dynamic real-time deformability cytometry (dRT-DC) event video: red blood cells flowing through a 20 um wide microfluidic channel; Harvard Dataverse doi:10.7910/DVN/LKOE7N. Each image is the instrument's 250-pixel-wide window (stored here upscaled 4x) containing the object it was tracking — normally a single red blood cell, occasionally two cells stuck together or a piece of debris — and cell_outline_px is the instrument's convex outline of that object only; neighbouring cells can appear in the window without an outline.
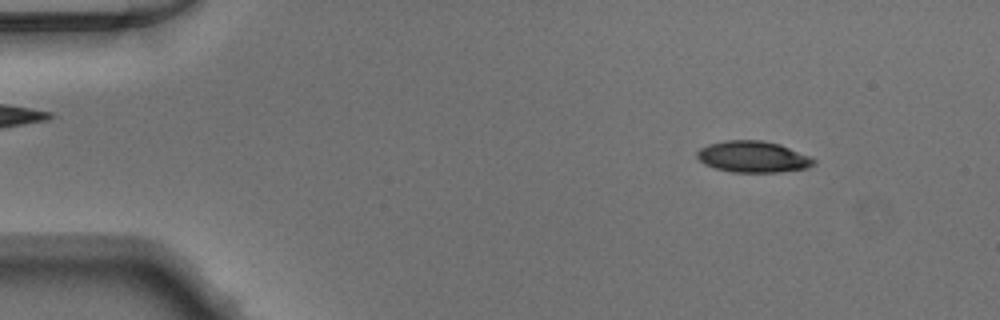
{"species": "Egyptian fruit bat (a non-hibernating species)", "species_latin": "Rousettus aegyptiacus", "temperature_condition": "warm", "stored_images_in_passage": 50, "segment_of_instrument_passage": [1, 2], "camera_frame_rate_fps": 3000, "um_per_image_px": 0.085, "animal": {"sex": "male"}, "frame": {"image": 1, "passage_image": 6, "time_ms": 1.667, "image_size_px": [1000, 320], "cell_outline_px": [[816, 164], [808, 168], [780, 172], [732, 172], [716, 168], [704, 164], [696, 156], [696, 152], [700, 148], [708, 144], [724, 140], [760, 140], [780, 144], [808, 156], [816, 160]], "centroid_in_image_um": [63.99, 13.32], "position_along_channel_um": 21.0, "area_um2": 21.33}}
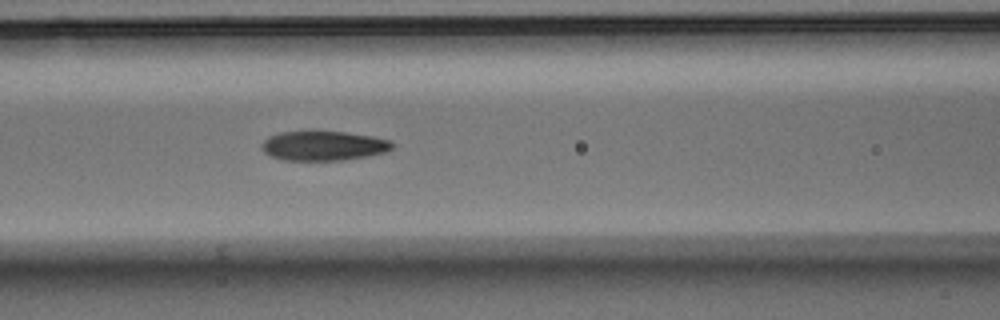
{"frame": {"image": 2, "passage_image": 21, "time_ms": 6.667, "image_size_px": [1000, 320], "cell_outline_px": [[392, 148], [388, 152], [368, 156], [344, 160], [284, 160], [272, 156], [264, 152], [260, 148], [260, 144], [268, 136], [280, 132], [344, 132], [372, 136], [392, 140]], "centroid_in_image_um": [27.5, 12.4], "position_along_channel_um": 139.1, "area_um2": 22.48}}
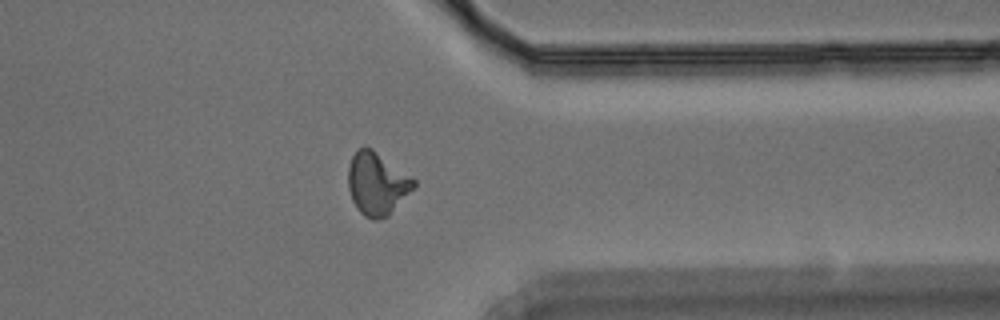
{"frame": {"image": 3, "passage_image": 39, "time_ms": 12.667, "image_size_px": [1000, 320], "cell_outline_px": [[416, 188], [388, 216], [376, 220], [372, 220], [364, 216], [360, 212], [352, 200], [348, 188], [348, 168], [352, 156], [360, 148], [372, 148], [412, 176], [416, 180]], "centroid_in_image_um": [32.08, 15.63], "position_along_channel_um": 379.3, "area_um2": 24.16}}